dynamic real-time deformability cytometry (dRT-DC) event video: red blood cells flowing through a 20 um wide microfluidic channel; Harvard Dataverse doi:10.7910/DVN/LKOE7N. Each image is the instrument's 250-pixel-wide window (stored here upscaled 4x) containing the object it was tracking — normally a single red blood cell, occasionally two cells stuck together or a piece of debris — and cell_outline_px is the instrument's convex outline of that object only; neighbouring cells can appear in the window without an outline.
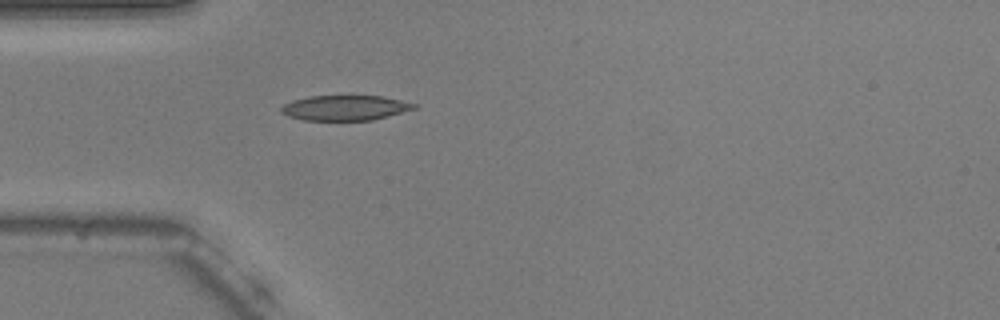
{"species": "common noctule bat (a hibernating species)", "species_latin": "Nyctalus noctula", "temperature_condition": "warm", "stored_images_in_passage": 8, "camera_frame_rate_fps": 3000, "um_per_image_px": 0.085, "animal": {"sex": "male", "body_mass_g": 20.5, "forearm_length_mm": 52.5}, "frame": {"image": 1, "passage_image": 1, "time_ms": 0.0, "image_size_px": [1000, 320], "cell_outline_px": [[416, 108], [388, 116], [372, 120], [304, 120], [288, 116], [280, 112], [280, 108], [284, 104], [292, 100], [308, 96], [380, 96], [400, 100], [416, 104]], "centroid_in_image_um": [29.28, 9.16], "position_along_channel_um": 55.7, "area_um2": 19.31}}